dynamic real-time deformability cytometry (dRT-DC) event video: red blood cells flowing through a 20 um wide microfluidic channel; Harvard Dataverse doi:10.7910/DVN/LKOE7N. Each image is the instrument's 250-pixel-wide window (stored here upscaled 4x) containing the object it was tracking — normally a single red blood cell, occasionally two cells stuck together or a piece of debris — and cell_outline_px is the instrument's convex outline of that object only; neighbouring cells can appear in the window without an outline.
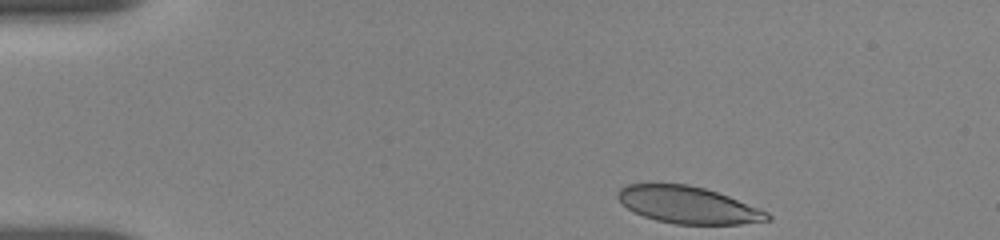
{"species": "human", "species_latin": "Homo sapiens", "temperature_condition": "room temperature", "stored_images_in_passage": 40, "camera_frame_rate_fps": 3000, "um_per_image_px": 0.085, "donor": {"sex": "female"}, "frame": {"image": 1, "passage_image": 1, "time_ms": 0.0, "image_size_px": [1000, 240], "cell_outline_px": [[772, 220], [740, 224], [676, 224], [656, 220], [632, 212], [616, 196], [616, 192], [620, 188], [628, 184], [688, 184], [704, 188], [728, 196], [760, 208], [768, 212], [772, 216]], "centroid_in_image_um": [58.5, 17.43], "position_along_channel_um": 26.5, "area_um2": 32.19}}
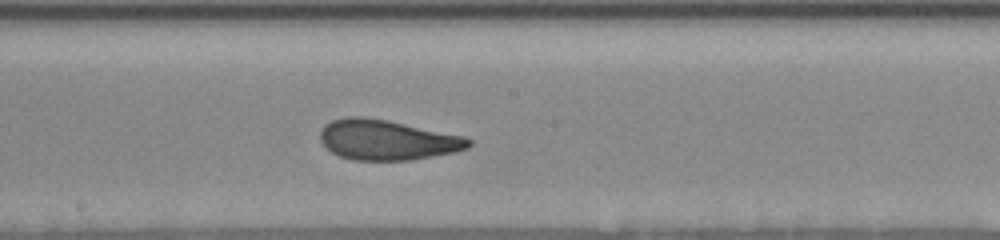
{"frame": {"image": 2, "passage_image": 23, "time_ms": 7.333, "image_size_px": [1000, 240], "cell_outline_px": [[472, 144], [468, 148], [452, 152], [412, 160], [352, 160], [340, 156], [332, 152], [320, 140], [320, 132], [324, 124], [332, 120], [348, 116], [360, 116], [388, 120], [464, 136], [472, 140]], "centroid_in_image_um": [32.89, 11.88], "position_along_channel_um": 215.3, "area_um2": 34.68}}
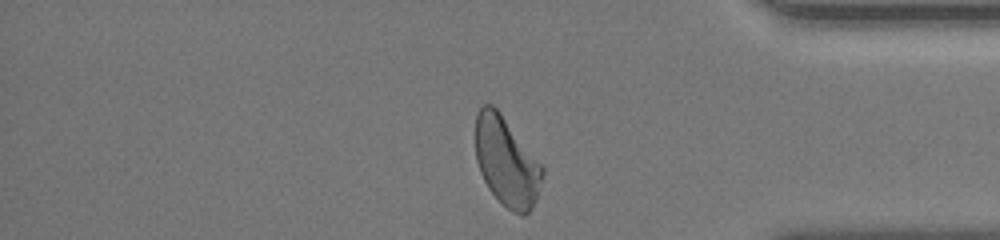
{"frame": {"image": 3, "passage_image": 39, "time_ms": 12.667, "image_size_px": [1000, 240], "cell_outline_px": [[544, 172], [532, 208], [524, 216], [520, 216], [512, 212], [488, 188], [480, 172], [476, 160], [476, 112], [484, 104], [492, 104], [500, 112], [544, 168]], "centroid_in_image_um": [43.04, 13.74], "position_along_channel_um": 392.2, "area_um2": 34.22}, "authors_computed_cell_mechanics": {"area_um2": 34.391, "velocity_mm_per_s": 3.6208, "shape_relaxation_time_tau1_ms": 3.5207, "shape_relaxation_time_tau2_ms": 1.0084, "deformation_change_tau1": 0.155, "deformation_change_tau2": 0.0811}}